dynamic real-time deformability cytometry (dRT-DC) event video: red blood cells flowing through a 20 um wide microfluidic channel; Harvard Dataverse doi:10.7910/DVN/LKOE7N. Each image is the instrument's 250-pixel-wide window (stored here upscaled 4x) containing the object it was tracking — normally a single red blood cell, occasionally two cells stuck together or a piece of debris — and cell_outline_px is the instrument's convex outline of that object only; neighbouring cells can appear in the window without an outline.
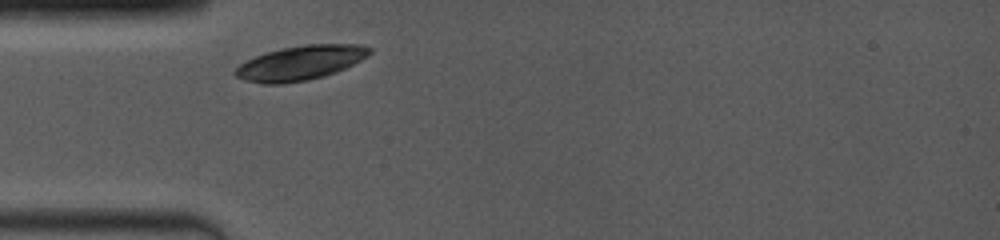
{"species": "common noctule bat (a hibernating species)", "species_latin": "Nyctalus noctula", "temperature_condition": "room temperature", "stored_images_in_passage": 1, "camera_frame_rate_fps": 4000, "um_per_image_px": 0.085, "animal": {"sex": "female", "body_mass_g": 19.0, "forearm_length_mm": 53.3}, "frame": {"image": 1, "passage_image": 1, "time_ms": 0.0, "image_size_px": [1000, 240], "cell_outline_px": [[372, 52], [368, 56], [336, 72], [324, 76], [308, 80], [284, 84], [264, 84], [244, 80], [236, 76], [232, 72], [240, 64], [264, 52], [280, 48], [304, 44], [360, 44], [372, 48]], "centroid_in_image_um": [25.53, 5.34], "position_along_channel_um": 59.5, "area_um2": 27.11}}